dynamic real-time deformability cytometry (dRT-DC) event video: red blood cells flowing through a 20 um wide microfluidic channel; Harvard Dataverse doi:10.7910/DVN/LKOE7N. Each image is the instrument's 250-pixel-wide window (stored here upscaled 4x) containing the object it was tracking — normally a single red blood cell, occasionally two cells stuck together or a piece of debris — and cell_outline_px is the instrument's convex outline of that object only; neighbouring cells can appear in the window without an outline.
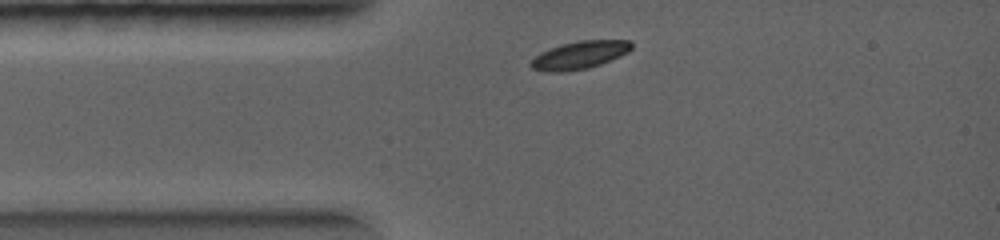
{"species": "common noctule bat (a hibernating species)", "species_latin": "Nyctalus noctula", "temperature_condition": "warm", "stored_images_in_passage": 20, "camera_frame_rate_fps": 5000, "um_per_image_px": 0.085, "animal": {"sex": "female", "body_mass_g": 19.0, "forearm_length_mm": 56.7}, "frame": {"image": 1, "passage_image": 1, "time_ms": 0.0, "image_size_px": [1000, 240], "cell_outline_px": [[632, 48], [628, 52], [620, 56], [600, 64], [588, 68], [560, 72], [548, 72], [532, 68], [528, 64], [540, 52], [560, 44], [576, 40], [628, 40], [632, 44]], "centroid_in_image_um": [49.25, 4.67], "position_along_channel_um": 35.8, "area_um2": 16.3}}
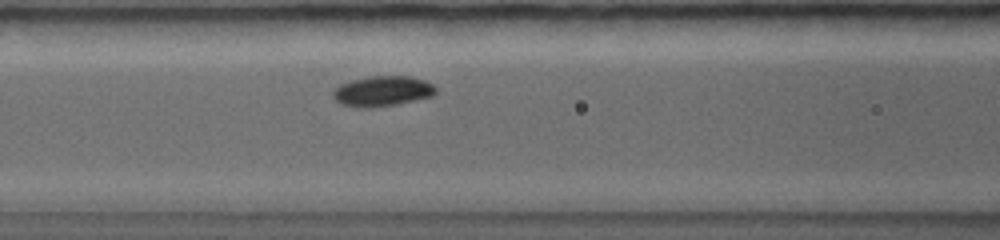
{"frame": {"image": 2, "passage_image": 6, "time_ms": 1.8, "image_size_px": [1000, 240], "cell_outline_px": [[436, 92], [432, 96], [396, 104], [372, 108], [356, 108], [340, 104], [332, 96], [332, 92], [340, 84], [352, 80], [368, 76], [408, 76], [424, 80], [432, 84], [436, 88]], "centroid_in_image_um": [32.47, 7.76], "position_along_channel_um": 134.1, "area_um2": 18.21}}
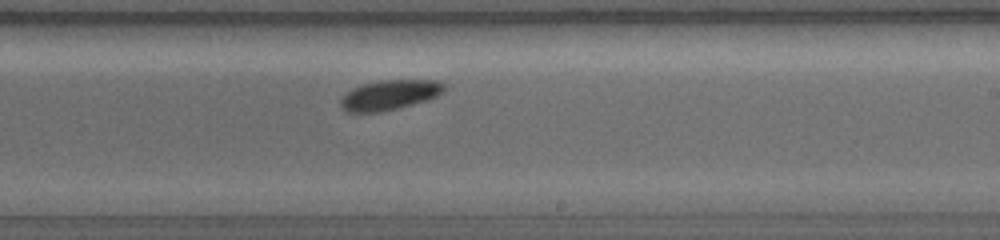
{"frame": {"image": 3, "passage_image": 12, "time_ms": 3.8, "image_size_px": [1000, 240], "cell_outline_px": [[444, 88], [436, 96], [424, 100], [396, 108], [380, 112], [348, 112], [340, 108], [340, 100], [352, 88], [364, 84], [380, 80], [436, 80], [444, 84]], "centroid_in_image_um": [33.06, 8.07], "position_along_channel_um": 255.9, "area_um2": 17.63}}